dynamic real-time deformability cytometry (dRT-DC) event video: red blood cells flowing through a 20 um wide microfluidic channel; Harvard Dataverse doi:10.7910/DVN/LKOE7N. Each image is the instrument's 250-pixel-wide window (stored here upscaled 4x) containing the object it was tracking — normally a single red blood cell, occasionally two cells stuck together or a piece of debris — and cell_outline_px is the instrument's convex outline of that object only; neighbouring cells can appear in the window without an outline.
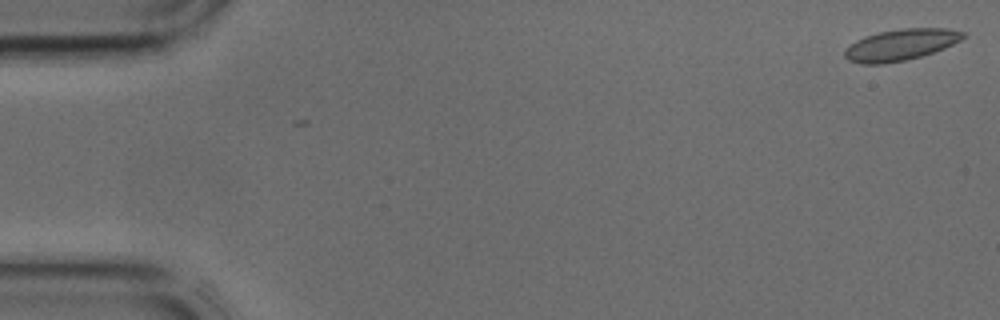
{"species": "common noctule bat (a hibernating species)", "species_latin": "Nyctalus noctula", "temperature_condition": "cold", "stored_images_in_passage": 37, "camera_frame_rate_fps": 3000, "um_per_image_px": 0.085, "animal": {"sex": "male", "body_mass_g": 17.9, "forearm_length_mm": 54.2}, "frame": {"image": 1, "passage_image": 1, "time_ms": 0.0, "image_size_px": [1000, 320], "cell_outline_px": [[968, 36], [944, 48], [920, 56], [904, 60], [884, 64], [860, 64], [848, 60], [844, 56], [844, 52], [856, 40], [864, 36], [880, 32], [900, 28], [948, 28], [964, 32]], "centroid_in_image_um": [76.57, 3.8], "position_along_channel_um": 8.4, "area_um2": 21.5}}
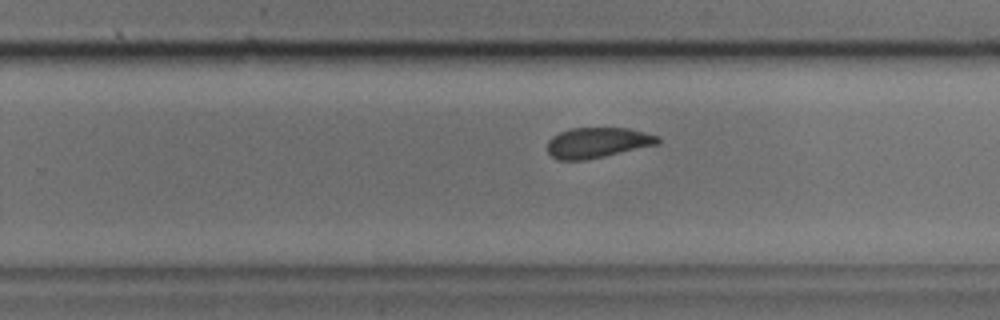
{"frame": {"image": 2, "passage_image": 27, "time_ms": 8.667, "image_size_px": [1000, 320], "cell_outline_px": [[660, 144], [588, 160], [556, 160], [548, 152], [548, 140], [552, 136], [568, 128], [628, 128], [660, 136]], "centroid_in_image_um": [50.8, 12.13], "position_along_channel_um": 279.0, "area_um2": 19.83}}
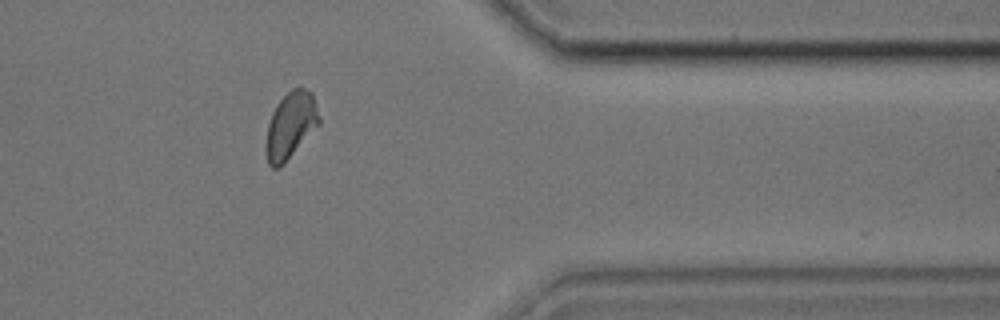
{"frame": {"image": 3, "passage_image": 35, "time_ms": 11.333, "image_size_px": [1000, 320], "cell_outline_px": [[320, 124], [284, 164], [280, 168], [272, 168], [268, 164], [264, 152], [264, 144], [268, 124], [272, 112], [276, 104], [292, 88], [300, 84], [312, 92], [320, 116]], "centroid_in_image_um": [24.69, 10.66], "position_along_channel_um": 386.7, "area_um2": 21.21}}